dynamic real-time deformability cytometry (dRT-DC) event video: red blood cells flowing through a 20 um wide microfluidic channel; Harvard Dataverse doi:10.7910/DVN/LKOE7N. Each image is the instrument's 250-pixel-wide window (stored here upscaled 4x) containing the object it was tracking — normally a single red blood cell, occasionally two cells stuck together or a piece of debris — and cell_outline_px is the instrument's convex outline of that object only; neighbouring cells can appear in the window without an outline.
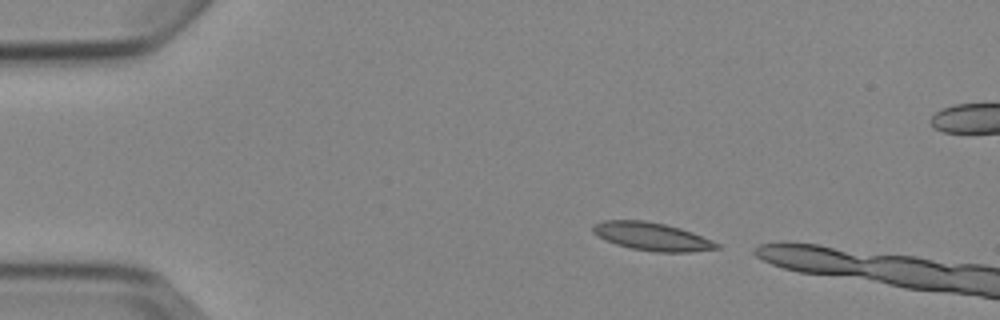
{"species": "Egyptian fruit bat (a non-hibernating species)", "species_latin": "Rousettus aegyptiacus", "temperature_condition": "cold", "stored_images_in_passage": 2, "camera_frame_rate_fps": 3000, "um_per_image_px": 0.085, "animal": {"sex": "female"}, "frame": {"image": 1, "passage_image": 1, "time_ms": 0.0, "image_size_px": [1000, 320], "cell_outline_px": [[720, 248], [692, 252], [656, 252], [632, 248], [616, 244], [604, 240], [596, 236], [592, 232], [592, 228], [596, 224], [604, 220], [644, 220], [664, 224], [680, 228], [692, 232], [712, 240], [720, 244]], "centroid_in_image_um": [55.42, 20.11], "position_along_channel_um": 29.6, "area_um2": 20.23}}